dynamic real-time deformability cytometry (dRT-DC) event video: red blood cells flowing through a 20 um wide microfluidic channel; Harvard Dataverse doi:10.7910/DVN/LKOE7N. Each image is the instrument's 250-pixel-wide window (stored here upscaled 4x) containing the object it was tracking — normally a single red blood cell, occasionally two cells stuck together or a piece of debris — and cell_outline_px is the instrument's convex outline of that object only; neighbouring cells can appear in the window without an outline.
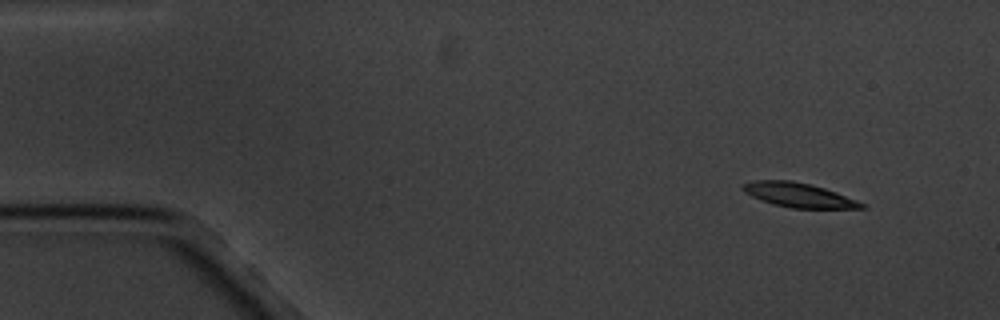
{"species": "common noctule bat (a hibernating species)", "species_latin": "Nyctalus noctula", "temperature_condition": "cold", "stored_images_in_passage": 4, "camera_frame_rate_fps": 3000, "um_per_image_px": 0.085, "animal": {"sex": "male", "body_mass_g": 20.1, "forearm_length_mm": 53.5}, "frame": {"image": 1, "passage_image": 1, "time_ms": 0.0, "image_size_px": [1000, 320], "cell_outline_px": [[868, 208], [792, 208], [772, 204], [752, 196], [744, 192], [740, 188], [744, 184], [756, 180], [792, 180], [824, 188], [836, 192], [856, 200], [864, 204]], "centroid_in_image_um": [67.87, 16.58], "position_along_channel_um": 17.1, "area_um2": 16.65}}
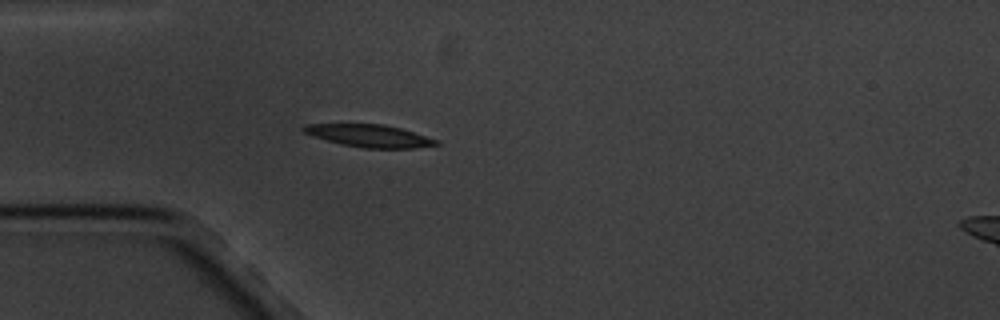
{"frame": {"image": 2, "passage_image": 4, "time_ms": 3.667, "image_size_px": [1000, 320], "cell_outline_px": [[440, 144], [412, 148], [364, 148], [340, 144], [312, 136], [304, 132], [300, 128], [304, 124], [384, 124], [400, 128], [440, 140]], "centroid_in_image_um": [31.38, 11.54], "position_along_channel_um": 53.6, "area_um2": 17.4}}